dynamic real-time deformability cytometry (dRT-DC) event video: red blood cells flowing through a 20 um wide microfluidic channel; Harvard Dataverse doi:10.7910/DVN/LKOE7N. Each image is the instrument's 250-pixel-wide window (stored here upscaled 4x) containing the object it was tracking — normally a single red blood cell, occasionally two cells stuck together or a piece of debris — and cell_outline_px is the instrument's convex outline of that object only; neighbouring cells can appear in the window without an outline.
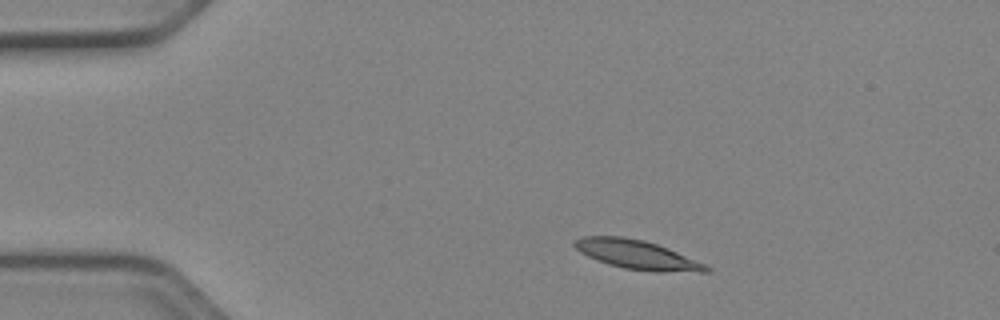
{"species": "Egyptian fruit bat (a non-hibernating species)", "species_latin": "Rousettus aegyptiacus", "temperature_condition": "cold", "stored_images_in_passage": 43, "camera_frame_rate_fps": 3000, "um_per_image_px": 0.085, "animal": {"sex": "female"}, "frame": {"image": 1, "passage_image": 1, "time_ms": 0.0, "image_size_px": [1000, 320], "cell_outline_px": [[712, 272], [656, 272], [624, 268], [608, 264], [596, 260], [580, 252], [572, 244], [572, 240], [580, 236], [624, 236], [644, 240], [668, 248], [704, 264], [712, 268]], "centroid_in_image_um": [54.12, 21.64], "position_along_channel_um": 30.9, "area_um2": 22.43}}
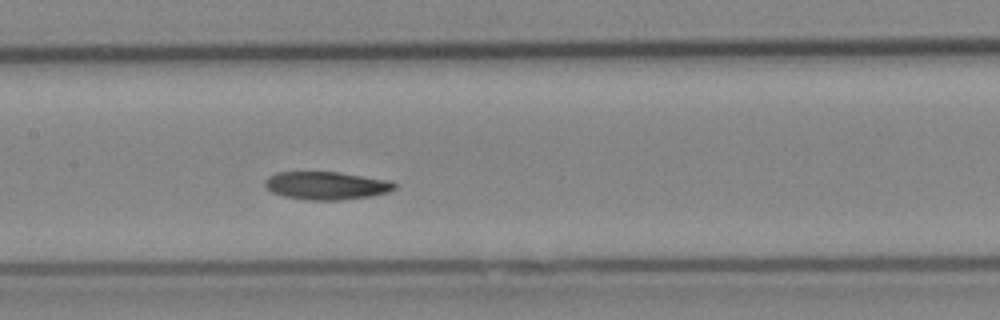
{"frame": {"image": 2, "passage_image": 17, "time_ms": 5.333, "image_size_px": [1000, 320], "cell_outline_px": [[396, 188], [388, 192], [372, 196], [340, 200], [304, 200], [284, 196], [272, 192], [264, 184], [264, 180], [268, 176], [276, 172], [340, 172], [392, 180], [396, 184]], "centroid_in_image_um": [27.77, 15.77], "position_along_channel_um": 179.6, "area_um2": 21.39}}
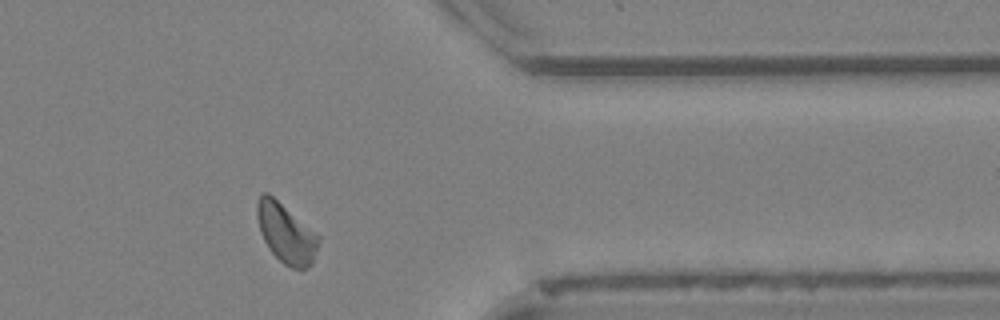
{"frame": {"image": 3, "passage_image": 34, "time_ms": 11.0, "image_size_px": [1000, 320], "cell_outline_px": [[320, 240], [312, 264], [308, 268], [292, 268], [284, 264], [268, 248], [260, 232], [256, 216], [256, 204], [260, 192], [268, 192], [320, 236]], "centroid_in_image_um": [24.29, 19.81], "position_along_channel_um": 387.1, "area_um2": 21.33}, "authors_computed_cell_mechanics": {"area_um2": 21.3282, "velocity_mm_per_s": 3.8887, "shape_relaxation_time_tau1_ms": 6.5168, "shape_relaxation_time_tau2_ms": 9.7524, "deformation_change_tau1": 0.1379, "deformation_change_tau2": 0.1537}}